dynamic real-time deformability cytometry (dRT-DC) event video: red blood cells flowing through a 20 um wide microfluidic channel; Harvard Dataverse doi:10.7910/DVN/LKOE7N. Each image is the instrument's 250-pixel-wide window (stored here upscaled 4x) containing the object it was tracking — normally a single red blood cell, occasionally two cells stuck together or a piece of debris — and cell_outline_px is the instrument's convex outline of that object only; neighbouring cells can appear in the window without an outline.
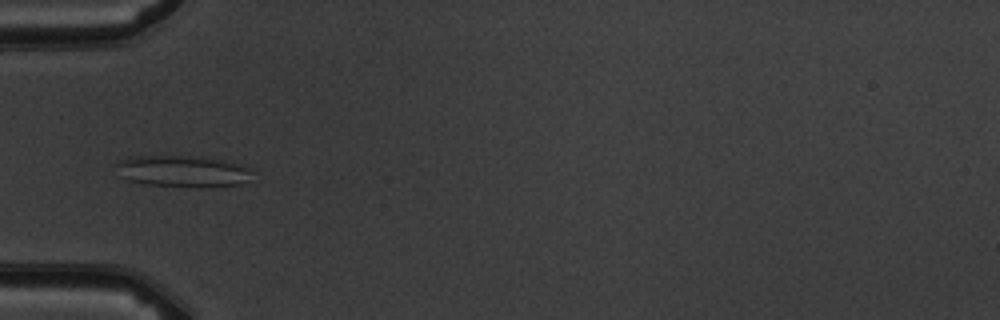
{"species": "common noctule bat (a hibernating species)", "species_latin": "Nyctalus noctula", "temperature_condition": "warm", "stored_images_in_passage": 5, "camera_frame_rate_fps": 3000, "um_per_image_px": 0.085, "animal": {"sex": "male", "body_mass_g": 19.5, "forearm_length_mm": 54.6}, "frame": {"image": 1, "passage_image": 5, "time_ms": 4.667, "image_size_px": [1000, 320], "cell_outline_px": [[252, 172], [240, 184], [216, 188], [192, 188], [144, 184], [128, 180], [120, 176], [116, 164], [120, 160], [132, 156], [200, 156], [240, 164], [252, 168]], "centroid_in_image_um": [15.53, 14.58], "position_along_channel_um": 69.5, "area_um2": 25.37}}